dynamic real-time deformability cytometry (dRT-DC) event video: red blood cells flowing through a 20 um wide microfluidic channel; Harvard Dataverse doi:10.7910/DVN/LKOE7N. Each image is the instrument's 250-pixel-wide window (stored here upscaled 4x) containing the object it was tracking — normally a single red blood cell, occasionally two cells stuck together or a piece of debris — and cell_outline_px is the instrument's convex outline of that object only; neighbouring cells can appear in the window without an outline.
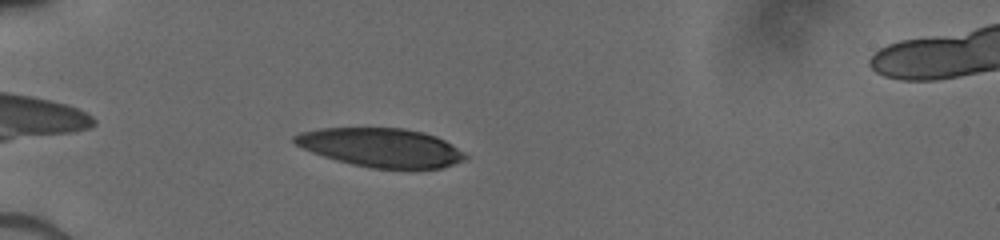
{"species": "human", "species_latin": "Homo sapiens", "temperature_condition": "cold", "stored_images_in_passage": 14, "camera_frame_rate_fps": 3000, "um_per_image_px": 0.085, "donor": {"sex": "male"}, "frame": {"image": 1, "passage_image": 5, "time_ms": 1.0, "image_size_px": [1000, 240], "cell_outline_px": [[468, 156], [464, 160], [440, 168], [412, 172], [372, 168], [352, 164], [336, 160], [312, 152], [296, 144], [292, 140], [292, 136], [300, 132], [320, 128], [400, 128], [424, 132], [436, 136], [444, 140], [464, 152]], "centroid_in_image_um": [32.43, 12.58], "position_along_channel_um": 52.6, "area_um2": 39.3}}
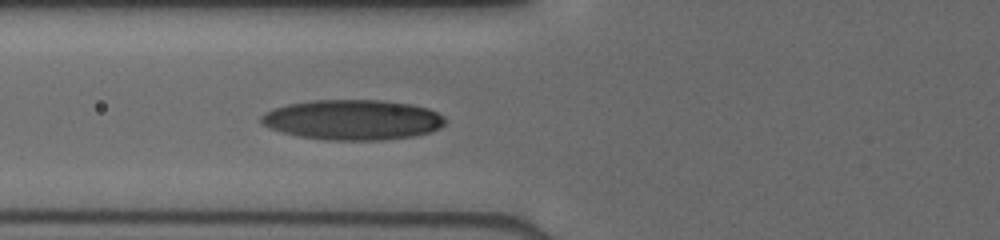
{"frame": {"image": 2, "passage_image": 13, "time_ms": 2.667, "image_size_px": [1000, 240], "cell_outline_px": [[448, 120], [440, 128], [428, 132], [412, 136], [384, 140], [328, 140], [300, 136], [268, 128], [260, 120], [260, 116], [264, 112], [288, 104], [312, 100], [380, 100], [408, 104], [428, 108], [444, 116]], "centroid_in_image_um": [29.99, 10.18], "position_along_channel_um": 95.8, "area_um2": 42.95}}